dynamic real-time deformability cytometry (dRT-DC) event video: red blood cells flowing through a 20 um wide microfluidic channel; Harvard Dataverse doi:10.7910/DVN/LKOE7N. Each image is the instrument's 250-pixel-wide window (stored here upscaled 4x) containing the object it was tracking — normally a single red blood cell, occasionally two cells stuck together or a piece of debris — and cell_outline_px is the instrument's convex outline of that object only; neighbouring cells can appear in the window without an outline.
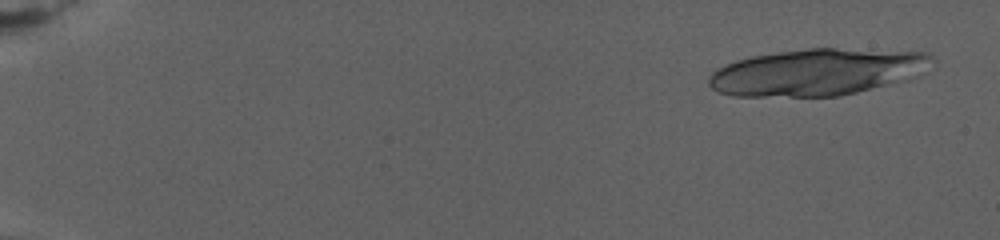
{"species": "human", "species_latin": "Homo sapiens", "temperature_condition": "warm", "stored_images_in_passage": 25, "segment_of_instrument_passage": [1, 2], "camera_frame_rate_fps": 3000, "um_per_image_px": 0.085, "donor": {"sex": "female"}, "frame": {"image": 1, "passage_image": 3, "time_ms": 1.0, "image_size_px": [1000, 240], "cell_outline_px": [[936, 64], [928, 72], [908, 80], [840, 96], [732, 96], [720, 92], [712, 88], [708, 84], [708, 76], [716, 68], [736, 60], [752, 56], [776, 52], [808, 48], [832, 48], [932, 52], [936, 60]], "centroid_in_image_um": [69.58, 6.12], "position_along_channel_um": 15.4, "area_um2": 61.79}}
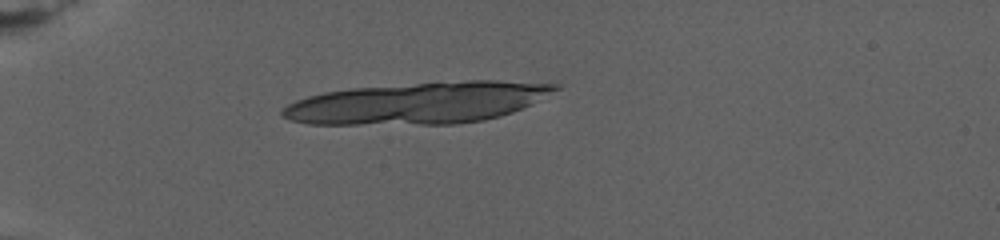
{"frame": {"image": 2, "passage_image": 17, "time_ms": 7.0, "image_size_px": [1000, 240], "cell_outline_px": [[560, 88], [512, 112], [500, 116], [484, 120], [456, 124], [308, 124], [292, 120], [280, 116], [280, 112], [288, 104], [296, 100], [308, 96], [324, 92], [352, 88], [468, 80], [496, 80], [560, 84]], "centroid_in_image_um": [35.5, 8.75], "position_along_channel_um": 49.5, "area_um2": 65.6}}